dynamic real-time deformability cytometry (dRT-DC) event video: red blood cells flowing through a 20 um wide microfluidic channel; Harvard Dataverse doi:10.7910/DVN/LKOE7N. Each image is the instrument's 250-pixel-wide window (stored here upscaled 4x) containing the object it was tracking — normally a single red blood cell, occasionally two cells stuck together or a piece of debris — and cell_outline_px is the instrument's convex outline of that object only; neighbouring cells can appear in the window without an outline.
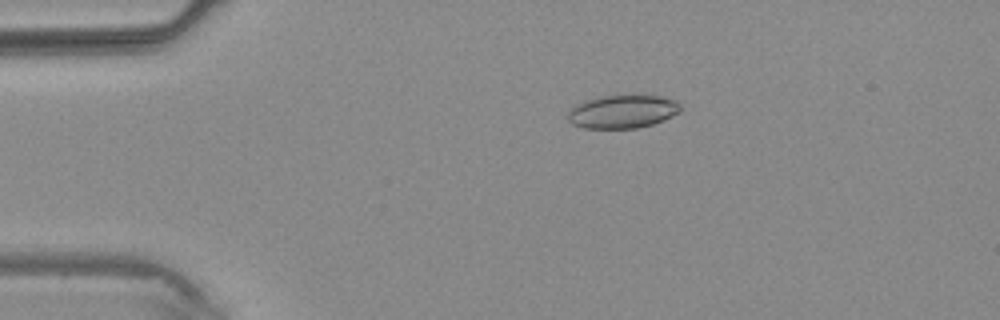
{"species": "common noctule bat (a hibernating species)", "species_latin": "Nyctalus noctula", "temperature_condition": "warm", "stored_images_in_passage": 3, "camera_frame_rate_fps": 3000, "um_per_image_px": 0.085, "animal": {"sex": "male", "body_mass_g": 20.4}, "frame": {"image": 1, "passage_image": 1, "time_ms": 0.0, "image_size_px": [1000, 320], "cell_outline_px": [[680, 112], [664, 120], [652, 124], [636, 128], [584, 128], [572, 124], [568, 120], [568, 112], [576, 104], [584, 100], [600, 96], [660, 96], [676, 100], [680, 104]], "centroid_in_image_um": [52.91, 9.49], "position_along_channel_um": 32.1, "area_um2": 21.73}}